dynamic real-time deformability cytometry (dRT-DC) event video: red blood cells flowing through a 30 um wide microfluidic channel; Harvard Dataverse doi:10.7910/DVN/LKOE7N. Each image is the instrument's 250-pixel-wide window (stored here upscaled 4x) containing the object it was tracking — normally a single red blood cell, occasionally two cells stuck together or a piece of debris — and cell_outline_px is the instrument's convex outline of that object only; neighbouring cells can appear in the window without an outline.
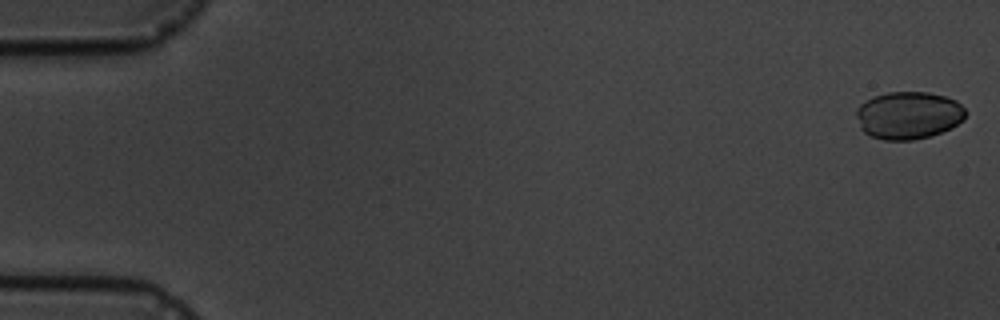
{"species": "common noctule bat (a hibernating species)", "species_latin": "Nyctalus noctula", "temperature_condition": "cold", "stored_images_in_passage": 6, "camera_frame_rate_fps": 3000, "um_per_image_px": 0.085, "animal": {"sex": "male", "body_mass_g": 19.5, "forearm_length_mm": 54.6}, "frame": {"image": 1, "passage_image": 1, "time_ms": 0.0, "image_size_px": [1000, 320], "cell_outline_px": [[968, 112], [964, 120], [952, 128], [928, 136], [912, 140], [884, 140], [872, 136], [864, 132], [860, 128], [856, 116], [856, 108], [864, 100], [872, 96], [888, 92], [928, 92], [944, 96], [956, 100]], "centroid_in_image_um": [77.21, 9.79], "position_along_channel_um": 7.8, "area_um2": 30.58}}